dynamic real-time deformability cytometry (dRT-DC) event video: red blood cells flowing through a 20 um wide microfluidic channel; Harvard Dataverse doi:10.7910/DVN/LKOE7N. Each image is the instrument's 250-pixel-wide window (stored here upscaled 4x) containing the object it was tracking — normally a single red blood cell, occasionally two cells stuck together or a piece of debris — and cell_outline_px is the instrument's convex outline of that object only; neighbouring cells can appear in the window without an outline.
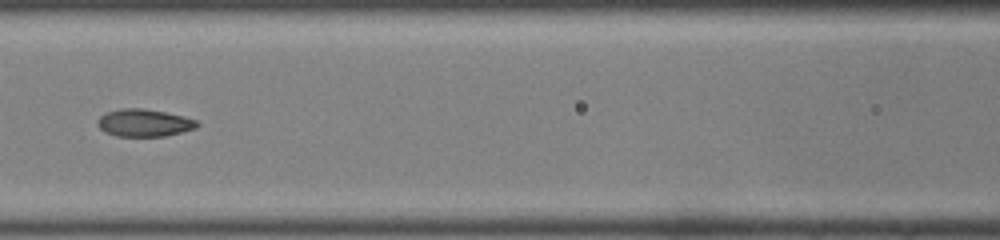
{"species": "common noctule bat (a hibernating species)", "species_latin": "Nyctalus noctula", "temperature_condition": "room temperature", "stored_images_in_passage": 45, "camera_frame_rate_fps": 3000, "um_per_image_px": 0.085, "animal": {"sex": "male", "body_mass_g": 19.0, "forearm_length_mm": 50.8}, "frame": {"image": 1, "passage_image": 20, "time_ms": 6.333, "image_size_px": [1000, 240], "cell_outline_px": [[200, 124], [196, 128], [164, 136], [116, 136], [104, 132], [96, 124], [96, 120], [100, 116], [108, 112], [120, 108], [144, 108], [184, 116], [196, 120]], "centroid_in_image_um": [12.22, 10.44], "position_along_channel_um": 154.4, "area_um2": 15.95}, "authors_computed_cell_mechanics": {"area_um2": 16.3574, "velocity_mm_per_s": 4.2371, "shape_relaxation_time_tau1_ms": null, "shape_relaxation_time_tau2_ms": 1.2793, "deformation_change_tau1": null, "deformation_change_tau2": 0.0649}}